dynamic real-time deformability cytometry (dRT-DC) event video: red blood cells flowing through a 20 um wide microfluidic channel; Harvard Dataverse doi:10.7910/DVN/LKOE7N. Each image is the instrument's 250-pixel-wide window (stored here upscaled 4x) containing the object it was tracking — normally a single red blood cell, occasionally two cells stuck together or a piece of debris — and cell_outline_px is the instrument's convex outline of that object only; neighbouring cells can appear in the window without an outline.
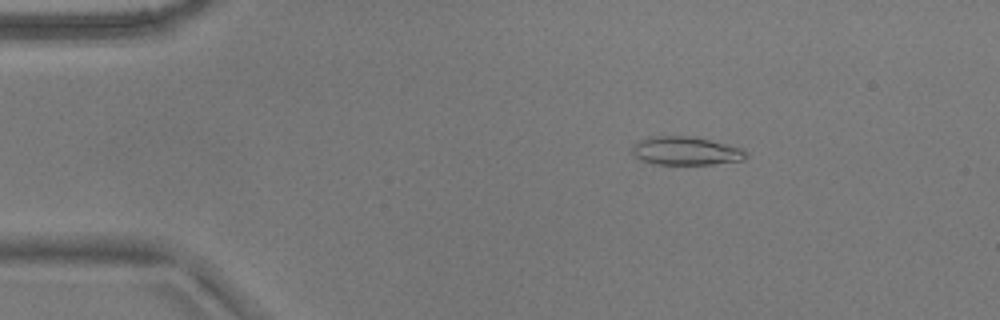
{"species": "common noctule bat (a hibernating species)", "species_latin": "Nyctalus noctula", "temperature_condition": "warm", "stored_images_in_passage": 53, "camera_frame_rate_fps": 3000, "um_per_image_px": 0.085, "animal": {"sex": "male", "body_mass_g": 17.9}, "frame": {"image": 1, "passage_image": 9, "time_ms": 2.667, "image_size_px": [1000, 320], "cell_outline_px": [[748, 156], [744, 160], [712, 164], [656, 164], [640, 160], [632, 152], [632, 148], [640, 140], [648, 136], [688, 136], [708, 140], [744, 148], [748, 152]], "centroid_in_image_um": [58.33, 12.83], "position_along_channel_um": 26.7, "area_um2": 18.79}}
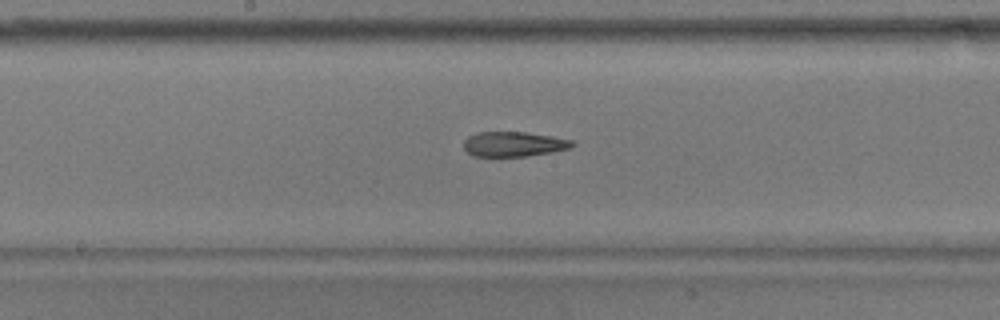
{"frame": {"image": 2, "passage_image": 28, "time_ms": 9.0, "image_size_px": [1000, 320], "cell_outline_px": [[576, 144], [572, 148], [552, 152], [524, 156], [472, 156], [464, 148], [464, 140], [468, 136], [480, 132], [524, 132], [552, 136], [572, 140]], "centroid_in_image_um": [43.69, 12.25], "position_along_channel_um": 204.5, "area_um2": 15.72}}
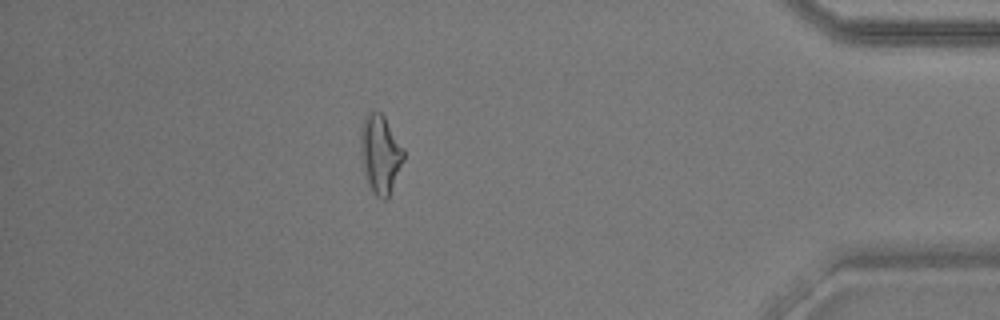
{"frame": {"image": 3, "passage_image": 47, "time_ms": 15.333, "image_size_px": [1000, 320], "cell_outline_px": [[404, 160], [388, 200], [384, 200], [376, 196], [372, 192], [368, 184], [364, 168], [360, 148], [360, 128], [364, 116], [368, 112], [380, 112], [384, 116], [404, 148]], "centroid_in_image_um": [32.33, 13.1], "position_along_channel_um": 402.9, "area_um2": 19.83}, "authors_computed_cell_mechanics": {"area_um2": 17.918, "velocity_mm_per_s": 3.7977, "shape_relaxation_time_tau1_ms": 5.7852, "shape_relaxation_time_tau2_ms": 3.2882, "deformation_change_tau1": 0.2388, "deformation_change_tau2": 0.1527}}